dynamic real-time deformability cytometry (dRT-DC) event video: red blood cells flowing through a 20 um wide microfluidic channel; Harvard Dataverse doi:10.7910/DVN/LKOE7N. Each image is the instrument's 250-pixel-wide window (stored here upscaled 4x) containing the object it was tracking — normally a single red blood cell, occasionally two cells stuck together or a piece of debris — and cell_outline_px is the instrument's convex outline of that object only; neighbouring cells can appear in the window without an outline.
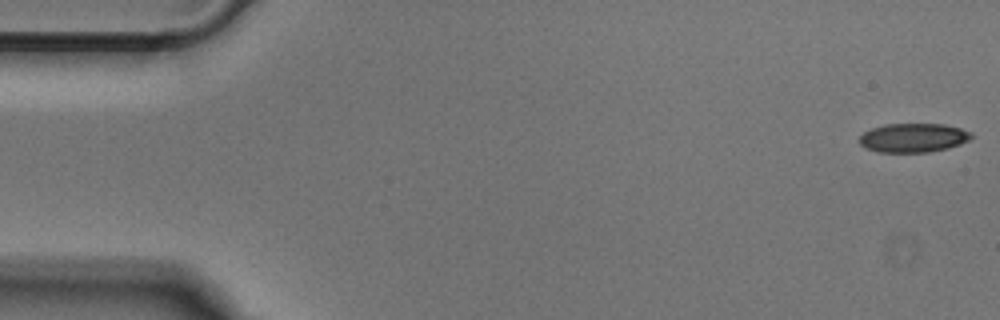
{"species": "Egyptian fruit bat (a non-hibernating species)", "species_latin": "Rousettus aegyptiacus", "temperature_condition": "cold", "stored_images_in_passage": 51, "camera_frame_rate_fps": 3000, "um_per_image_px": 0.085, "animal": {"sex": "male"}, "frame": {"image": 1, "passage_image": 1, "time_ms": 0.0, "image_size_px": [1000, 320], "cell_outline_px": [[972, 136], [968, 140], [960, 144], [948, 148], [928, 152], [880, 152], [864, 148], [860, 144], [860, 136], [864, 132], [872, 128], [884, 124], [944, 124], [960, 128], [972, 132]], "centroid_in_image_um": [77.62, 11.71], "position_along_channel_um": 7.4, "area_um2": 18.9}}
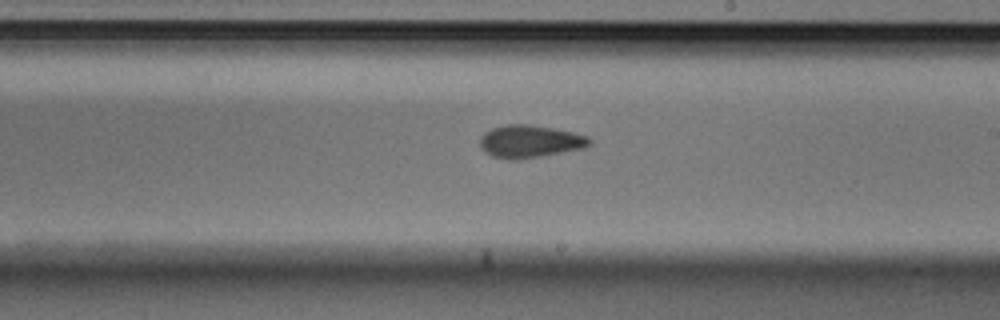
{"frame": {"image": 2, "passage_image": 29, "time_ms": 9.333, "image_size_px": [1000, 320], "cell_outline_px": [[592, 144], [584, 148], [520, 160], [508, 160], [492, 156], [484, 152], [480, 144], [480, 136], [484, 132], [492, 128], [508, 124], [528, 124], [552, 128], [572, 132], [588, 136], [592, 140]], "centroid_in_image_um": [45.03, 12.03], "position_along_channel_um": 244.0, "area_um2": 20.98}}
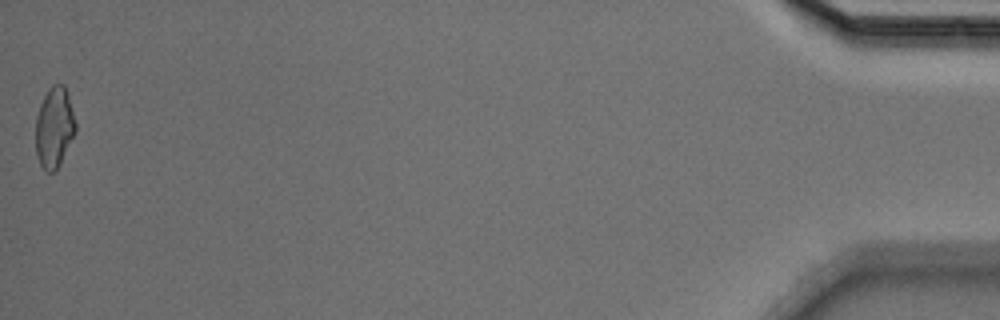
{"frame": {"image": 3, "passage_image": 51, "time_ms": 16.667, "image_size_px": [1000, 320], "cell_outline_px": [[76, 132], [60, 164], [52, 172], [48, 172], [40, 164], [36, 156], [36, 116], [40, 104], [48, 88], [52, 84], [64, 84], [68, 92], [76, 124]], "centroid_in_image_um": [4.62, 10.8], "position_along_channel_um": 430.6, "area_um2": 18.84}}